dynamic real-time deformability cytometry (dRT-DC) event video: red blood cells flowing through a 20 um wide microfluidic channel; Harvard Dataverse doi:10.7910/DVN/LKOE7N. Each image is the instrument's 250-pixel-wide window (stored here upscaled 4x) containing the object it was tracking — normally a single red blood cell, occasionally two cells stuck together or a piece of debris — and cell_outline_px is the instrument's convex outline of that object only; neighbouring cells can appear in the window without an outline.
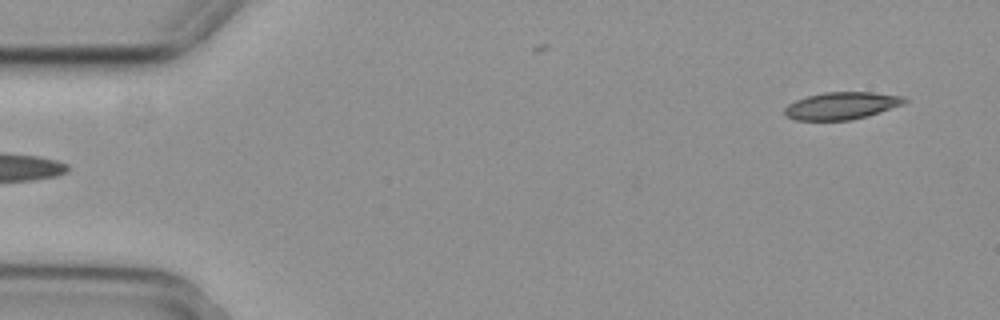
{"species": "common noctule bat (a hibernating species)", "species_latin": "Nyctalus noctula", "temperature_condition": "cold", "stored_images_in_passage": 5, "segment_of_instrument_passage": [2, 2], "camera_frame_rate_fps": 3000, "um_per_image_px": 0.085, "animal": {"sex": "female", "body_mass_g": 29.2, "forearm_length_mm": 56.3}, "frame": {"image": 1, "passage_image": 5, "time_ms": 1.333, "image_size_px": [1000, 320], "cell_outline_px": [[908, 100], [904, 104], [868, 116], [848, 120], [796, 120], [784, 116], [784, 108], [788, 104], [796, 100], [808, 96], [824, 92], [872, 92], [904, 96]], "centroid_in_image_um": [71.53, 8.98], "position_along_channel_um": 13.5, "area_um2": 19.13}}